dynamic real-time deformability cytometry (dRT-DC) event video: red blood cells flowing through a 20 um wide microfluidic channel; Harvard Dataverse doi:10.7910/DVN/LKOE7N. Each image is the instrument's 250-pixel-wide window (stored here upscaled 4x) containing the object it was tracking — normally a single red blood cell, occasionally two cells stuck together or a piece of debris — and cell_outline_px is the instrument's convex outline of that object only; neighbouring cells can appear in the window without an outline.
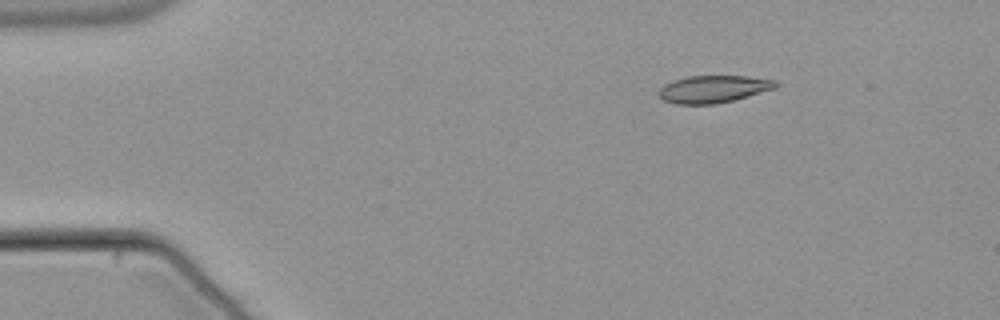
{"species": "common noctule bat (a hibernating species)", "species_latin": "Nyctalus noctula", "temperature_condition": "warm", "stored_images_in_passage": 42, "camera_frame_rate_fps": 3000, "um_per_image_px": 0.085, "animal": {"sex": "male", "body_mass_g": 21.5, "forearm_length_mm": 52.0}, "frame": {"image": 1, "passage_image": 1, "time_ms": 0.0, "image_size_px": [1000, 320], "cell_outline_px": [[776, 88], [732, 100], [716, 104], [676, 104], [664, 100], [660, 96], [660, 88], [664, 84], [688, 76], [744, 76], [776, 80]], "centroid_in_image_um": [60.63, 7.57], "position_along_channel_um": 24.4, "area_um2": 18.26}}
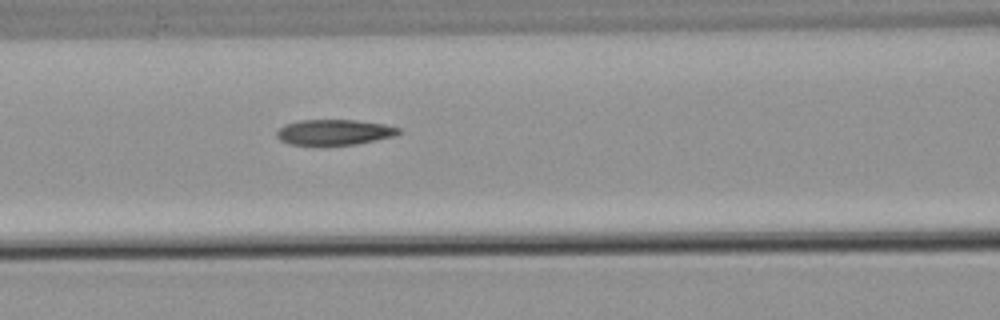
{"frame": {"image": 2, "passage_image": 16, "time_ms": 5.0, "image_size_px": [1000, 320], "cell_outline_px": [[400, 132], [392, 136], [356, 144], [288, 144], [280, 140], [276, 136], [276, 132], [284, 124], [300, 120], [356, 120], [384, 124], [400, 128]], "centroid_in_image_um": [28.37, 11.22], "position_along_channel_um": 138.2, "area_um2": 17.8}}
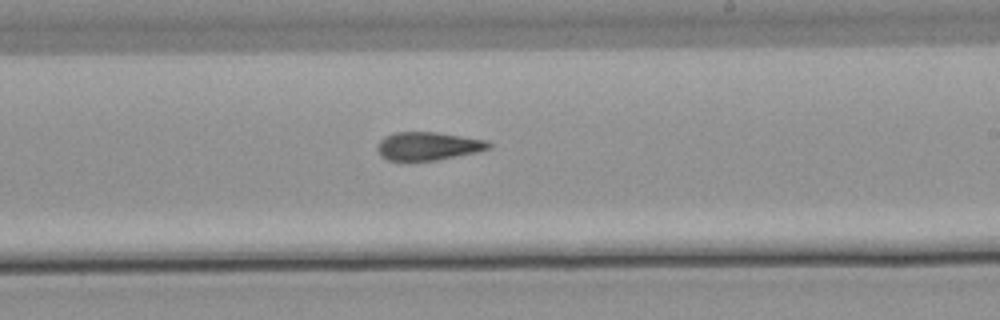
{"frame": {"image": 3, "passage_image": 25, "time_ms": 8.0, "image_size_px": [1000, 320], "cell_outline_px": [[492, 148], [476, 152], [436, 160], [408, 164], [388, 160], [380, 156], [376, 148], [380, 140], [384, 136], [396, 132], [436, 132], [488, 140], [492, 144]], "centroid_in_image_um": [36.34, 12.45], "position_along_channel_um": 252.7, "area_um2": 19.02}}